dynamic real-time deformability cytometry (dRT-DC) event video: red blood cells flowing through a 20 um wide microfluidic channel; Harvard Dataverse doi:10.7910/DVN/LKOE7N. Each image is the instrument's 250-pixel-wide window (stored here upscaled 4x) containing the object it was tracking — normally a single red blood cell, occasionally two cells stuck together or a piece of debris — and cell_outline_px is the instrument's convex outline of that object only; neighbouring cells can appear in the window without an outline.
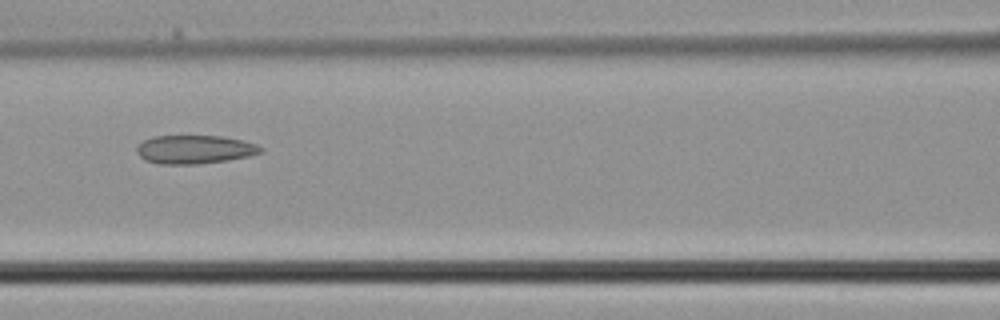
{"species": "common noctule bat (a hibernating species)", "species_latin": "Nyctalus noctula", "temperature_condition": "cold", "stored_images_in_passage": 7, "camera_frame_rate_fps": 3000, "um_per_image_px": 0.085, "animal": {"sex": "male", "body_mass_g": 21.5, "forearm_length_mm": 52.0}, "frame": {"image": 1, "passage_image": 6, "time_ms": 1.667, "image_size_px": [1000, 320], "cell_outline_px": [[264, 148], [260, 152], [248, 156], [228, 160], [200, 164], [160, 164], [144, 160], [136, 152], [136, 148], [144, 140], [152, 136], [220, 136], [244, 140], [256, 144]], "centroid_in_image_um": [16.53, 12.7], "position_along_channel_um": 150.1, "area_um2": 20.63}}